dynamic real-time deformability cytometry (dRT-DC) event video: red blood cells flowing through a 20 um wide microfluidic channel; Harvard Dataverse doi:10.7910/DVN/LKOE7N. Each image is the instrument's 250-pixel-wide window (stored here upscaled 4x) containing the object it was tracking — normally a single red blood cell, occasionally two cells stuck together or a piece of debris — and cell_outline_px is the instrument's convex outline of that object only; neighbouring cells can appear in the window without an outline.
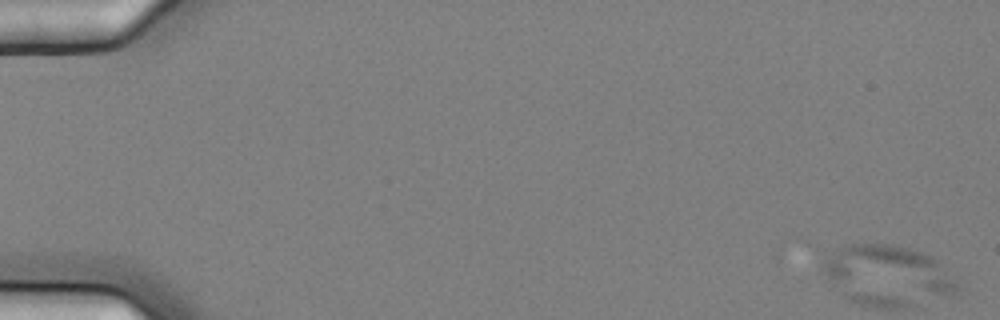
{"species": "common noctule bat (a hibernating species)", "species_latin": "Nyctalus noctula", "temperature_condition": "cold", "stored_images_in_passage": 7, "camera_frame_rate_fps": 3000, "um_per_image_px": 0.085, "animal": {"sex": "female", "body_mass_g": 25.1}, "frame": {"image": 1, "passage_image": 1, "time_ms": 0.0, "image_size_px": [1000, 320], "cell_outline_px": [[960, 292], [936, 292], [836, 284], [824, 272], [824, 256], [844, 244], [892, 244], [924, 252], [932, 256], [936, 260], [960, 288]], "centroid_in_image_um": [75.42, 22.81], "position_along_channel_um": 9.6, "area_um2": 35.08}}